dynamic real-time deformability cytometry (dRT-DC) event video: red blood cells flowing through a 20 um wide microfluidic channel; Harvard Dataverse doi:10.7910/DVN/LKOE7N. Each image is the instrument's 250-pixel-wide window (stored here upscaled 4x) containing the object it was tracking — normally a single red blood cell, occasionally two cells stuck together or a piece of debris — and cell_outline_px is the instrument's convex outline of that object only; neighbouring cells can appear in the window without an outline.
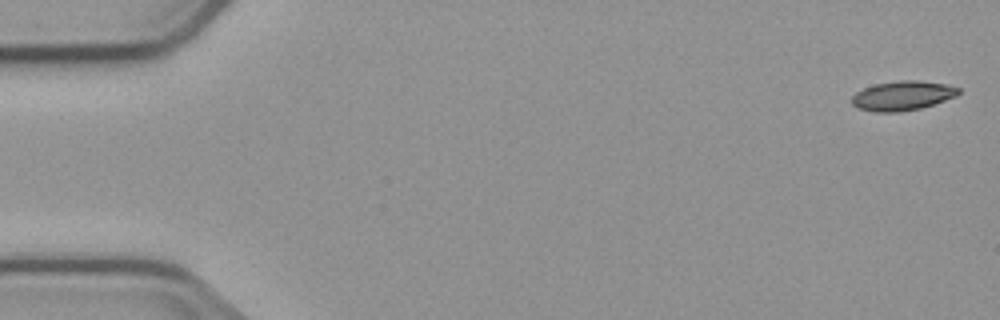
{"species": "common noctule bat (a hibernating species)", "species_latin": "Nyctalus noctula", "temperature_condition": "cold", "stored_images_in_passage": 5, "camera_frame_rate_fps": 3000, "um_per_image_px": 0.085, "animal": {"sex": "male", "body_mass_g": 23.1, "forearm_length_mm": 52.7}, "frame": {"image": 1, "passage_image": 1, "time_ms": 0.0, "image_size_px": [1000, 320], "cell_outline_px": [[960, 92], [956, 96], [920, 108], [896, 112], [876, 112], [860, 108], [852, 104], [852, 96], [856, 92], [864, 88], [876, 84], [900, 80], [916, 80], [948, 84], [960, 88]], "centroid_in_image_um": [76.73, 8.12], "position_along_channel_um": 8.3, "area_um2": 18.09}}